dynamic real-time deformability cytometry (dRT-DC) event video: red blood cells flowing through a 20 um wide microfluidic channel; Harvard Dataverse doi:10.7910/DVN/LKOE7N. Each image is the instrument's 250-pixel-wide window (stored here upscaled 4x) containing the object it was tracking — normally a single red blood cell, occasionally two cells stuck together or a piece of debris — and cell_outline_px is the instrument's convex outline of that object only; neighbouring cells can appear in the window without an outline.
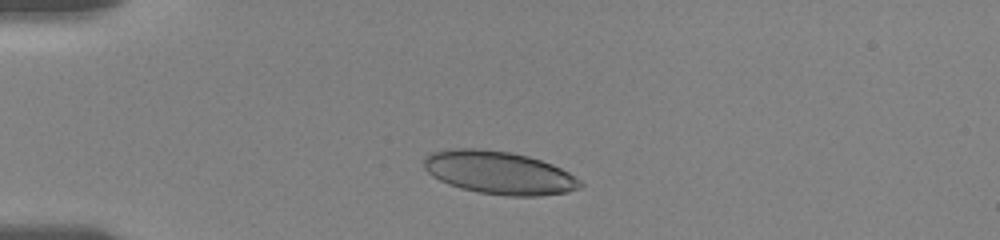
{"species": "human", "species_latin": "Homo sapiens", "temperature_condition": "room temperature", "stored_images_in_passage": 43, "camera_frame_rate_fps": 3000, "um_per_image_px": 0.085, "donor": {"sex": "female"}, "frame": {"image": 1, "passage_image": 1, "time_ms": 0.0, "image_size_px": [1000, 240], "cell_outline_px": [[584, 184], [580, 188], [568, 192], [540, 196], [508, 196], [480, 192], [460, 188], [448, 184], [432, 176], [424, 168], [424, 160], [432, 152], [448, 148], [480, 148], [512, 152], [528, 156], [552, 164], [576, 176]], "centroid_in_image_um": [42.44, 14.67], "position_along_channel_um": 42.6, "area_um2": 39.3}}
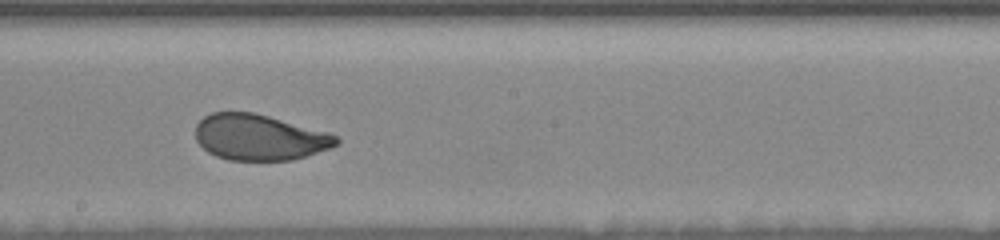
{"frame": {"image": 2, "passage_image": 17, "time_ms": 6.0, "image_size_px": [1000, 240], "cell_outline_px": [[340, 144], [332, 148], [292, 160], [228, 160], [216, 156], [208, 152], [196, 140], [196, 124], [204, 116], [212, 112], [252, 112], [332, 132], [340, 140]], "centroid_in_image_um": [22.09, 11.67], "position_along_channel_um": 226.1, "area_um2": 37.92}}
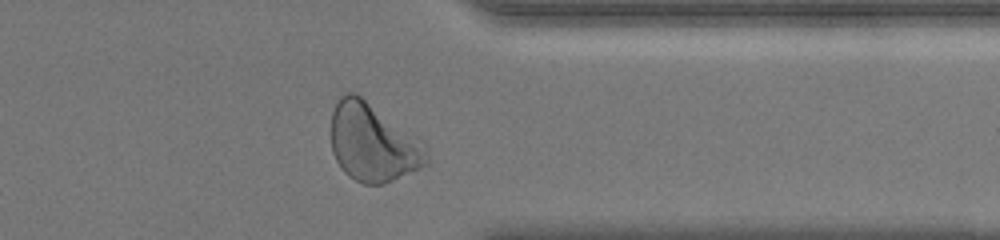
{"frame": {"image": 3, "passage_image": 39, "time_ms": 10.333, "image_size_px": [1000, 240], "cell_outline_px": [[428, 164], [420, 168], [384, 184], [364, 184], [348, 176], [340, 168], [332, 152], [332, 112], [340, 96], [348, 92], [356, 92], [428, 152]], "centroid_in_image_um": [31.6, 12.18], "position_along_channel_um": 379.8, "area_um2": 41.73}, "authors_computed_cell_mechanics": {"area_um2": 39.1306, "velocity_mm_per_s": 3.6118, "shape_relaxation_time_tau1_ms": 4.6608, "shape_relaxation_time_tau2_ms": null, "deformation_change_tau1": 0.1658, "deformation_change_tau2": null}}